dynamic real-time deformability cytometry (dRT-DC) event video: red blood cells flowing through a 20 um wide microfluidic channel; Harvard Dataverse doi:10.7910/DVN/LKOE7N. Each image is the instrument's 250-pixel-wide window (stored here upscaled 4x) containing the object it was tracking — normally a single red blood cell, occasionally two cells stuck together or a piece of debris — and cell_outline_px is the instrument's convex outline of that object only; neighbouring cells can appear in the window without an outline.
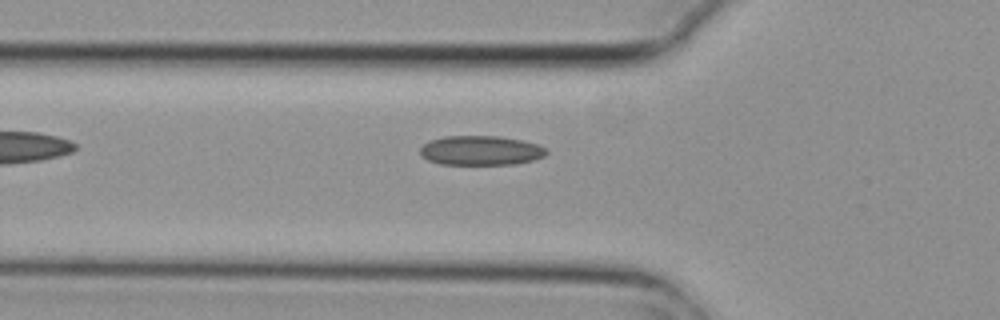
{"species": "common noctule bat (a hibernating species)", "species_latin": "Nyctalus noctula", "temperature_condition": "cold", "stored_images_in_passage": 5, "camera_frame_rate_fps": 3000, "um_per_image_px": 0.085, "animal": {"sex": "female", "body_mass_g": 29.2, "forearm_length_mm": 56.3}, "frame": {"image": 1, "passage_image": 5, "time_ms": 1.333, "image_size_px": [1000, 320], "cell_outline_px": [[548, 152], [544, 156], [532, 160], [516, 164], [440, 164], [428, 160], [420, 156], [420, 148], [428, 140], [444, 136], [500, 136], [524, 140], [548, 148]], "centroid_in_image_um": [40.86, 12.78], "position_along_channel_um": 84.9, "area_um2": 21.91}}